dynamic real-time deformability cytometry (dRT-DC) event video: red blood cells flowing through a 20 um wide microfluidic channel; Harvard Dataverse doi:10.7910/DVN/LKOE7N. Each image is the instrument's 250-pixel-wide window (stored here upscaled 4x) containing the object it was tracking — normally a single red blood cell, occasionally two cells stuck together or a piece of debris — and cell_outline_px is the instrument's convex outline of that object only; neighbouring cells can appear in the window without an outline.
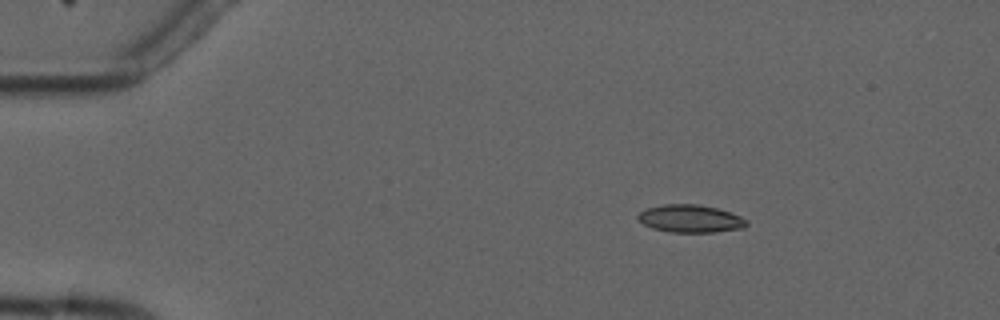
{"species": "common noctule bat (a hibernating species)", "species_latin": "Nyctalus noctula", "temperature_condition": "cold", "stored_images_in_passage": 5, "camera_frame_rate_fps": 3000, "um_per_image_px": 0.085, "animal": {"sex": "male", "forearm_length_mm": 52.5}, "frame": {"image": 1, "passage_image": 3, "time_ms": 2.333, "image_size_px": [1000, 320], "cell_outline_px": [[748, 224], [744, 228], [716, 232], [672, 232], [652, 228], [644, 224], [636, 216], [640, 212], [648, 208], [664, 204], [700, 204], [716, 208], [740, 216], [748, 220]], "centroid_in_image_um": [58.71, 18.59], "position_along_channel_um": 26.3, "area_um2": 17.46}}